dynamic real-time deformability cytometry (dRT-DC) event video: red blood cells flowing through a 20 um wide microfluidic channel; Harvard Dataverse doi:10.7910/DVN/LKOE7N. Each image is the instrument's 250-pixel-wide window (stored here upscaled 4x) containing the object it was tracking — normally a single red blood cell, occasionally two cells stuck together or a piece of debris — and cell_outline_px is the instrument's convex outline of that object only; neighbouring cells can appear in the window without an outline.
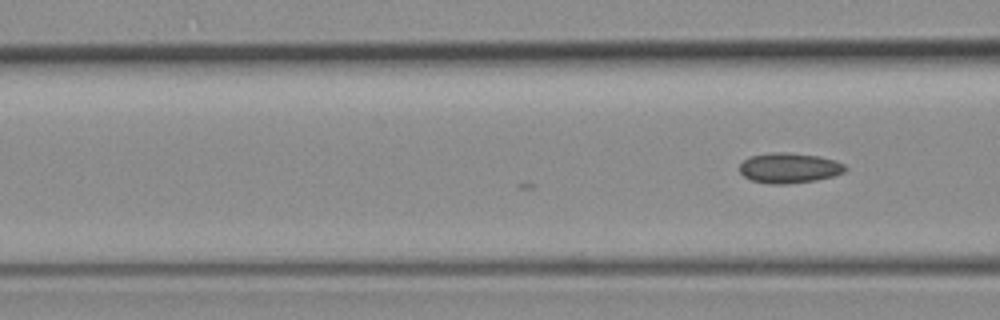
{"species": "common noctule bat (a hibernating species)", "species_latin": "Nyctalus noctula", "temperature_condition": "room temperature", "stored_images_in_passage": 5, "camera_frame_rate_fps": 3000, "um_per_image_px": 0.085, "animal": {"sex": "female", "body_mass_g": 19.3, "forearm_length_mm": 54.1}, "frame": {"image": 1, "passage_image": 5, "time_ms": 1.333, "image_size_px": [1000, 320], "cell_outline_px": [[848, 168], [844, 172], [832, 176], [816, 180], [788, 184], [768, 184], [752, 180], [744, 176], [740, 172], [740, 164], [748, 156], [772, 152], [788, 152], [820, 156], [844, 164]], "centroid_in_image_um": [67.06, 14.27], "position_along_channel_um": 99.5, "area_um2": 18.67}}